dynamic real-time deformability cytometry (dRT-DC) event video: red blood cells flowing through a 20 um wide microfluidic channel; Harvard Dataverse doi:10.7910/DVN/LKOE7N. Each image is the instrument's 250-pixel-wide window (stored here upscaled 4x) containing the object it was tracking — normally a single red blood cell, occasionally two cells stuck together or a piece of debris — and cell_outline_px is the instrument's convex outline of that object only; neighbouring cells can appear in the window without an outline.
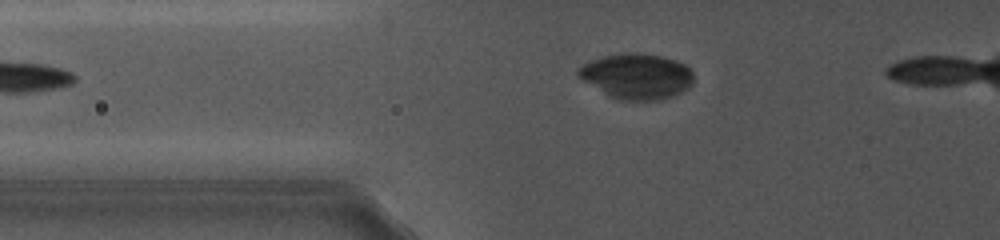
{"species": "common noctule bat (a hibernating species)", "species_latin": "Nyctalus noctula", "temperature_condition": "cold", "stored_images_in_passage": 23, "camera_frame_rate_fps": 5000, "um_per_image_px": 0.085, "animal": {"sex": "female", "body_mass_g": 19.0, "forearm_length_mm": 56.7}, "frame": {"image": 1, "passage_image": 4, "time_ms": 1.4, "image_size_px": [1000, 240], "cell_outline_px": [[692, 84], [688, 88], [672, 96], [660, 100], [620, 100], [608, 96], [576, 76], [576, 68], [588, 60], [604, 56], [624, 52], [636, 52], [660, 56], [676, 60], [684, 64], [692, 72]], "centroid_in_image_um": [54.06, 6.47], "position_along_channel_um": 71.7, "area_um2": 30.75}}
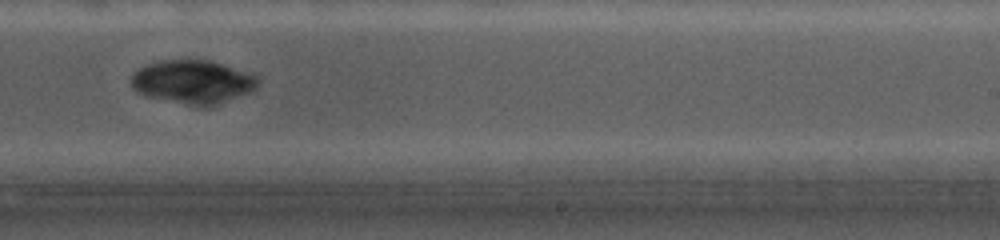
{"frame": {"image": 2, "passage_image": 16, "time_ms": 7.0, "image_size_px": [1000, 240], "cell_outline_px": [[260, 84], [252, 92], [220, 104], [208, 108], [204, 108], [144, 96], [136, 92], [132, 88], [132, 76], [140, 68], [148, 64], [164, 60], [208, 60], [224, 64], [256, 76], [260, 80]], "centroid_in_image_um": [16.43, 6.99], "position_along_channel_um": 272.6, "area_um2": 32.48}}
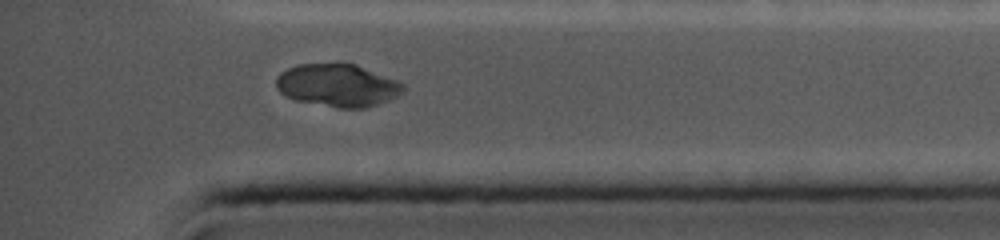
{"frame": {"image": 3, "passage_image": 22, "time_ms": 10.4, "image_size_px": [1000, 240], "cell_outline_px": [[404, 92], [388, 100], [368, 108], [340, 108], [296, 100], [284, 96], [276, 88], [276, 76], [280, 72], [288, 68], [300, 64], [356, 64], [396, 80], [404, 84]], "centroid_in_image_um": [28.68, 7.26], "position_along_channel_um": 406.5, "area_um2": 31.5}}